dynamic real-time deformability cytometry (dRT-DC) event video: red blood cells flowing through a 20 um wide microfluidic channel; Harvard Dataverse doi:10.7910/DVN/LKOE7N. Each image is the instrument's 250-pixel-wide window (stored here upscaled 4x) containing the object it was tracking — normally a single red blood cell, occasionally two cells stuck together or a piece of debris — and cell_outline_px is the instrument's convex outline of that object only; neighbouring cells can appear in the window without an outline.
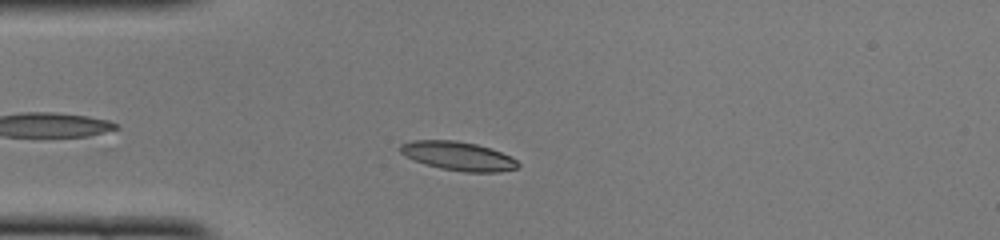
{"species": "common noctule bat (a hibernating species)", "species_latin": "Nyctalus noctula", "temperature_condition": "cold", "stored_images_in_passage": 44, "camera_frame_rate_fps": 3000, "um_per_image_px": 0.085, "animal": {"sex": "female", "body_mass_g": 22.0, "forearm_length_mm": 56.7}, "frame": {"image": 1, "passage_image": 8, "time_ms": 2.333, "image_size_px": [1000, 240], "cell_outline_px": [[520, 168], [500, 172], [464, 172], [440, 168], [424, 164], [404, 156], [400, 152], [400, 144], [412, 140], [456, 140], [476, 144], [492, 148], [512, 156], [520, 164]], "centroid_in_image_um": [38.98, 13.26], "position_along_channel_um": 46.0, "area_um2": 20.11}}
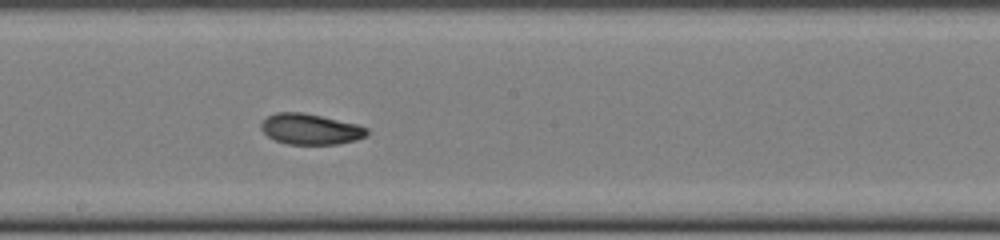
{"frame": {"image": 2, "passage_image": 22, "time_ms": 7.0, "image_size_px": [1000, 240], "cell_outline_px": [[368, 132], [364, 136], [356, 140], [336, 144], [288, 144], [276, 140], [268, 136], [260, 128], [260, 124], [268, 116], [276, 112], [304, 112], [356, 124], [368, 128]], "centroid_in_image_um": [26.37, 10.97], "position_along_channel_um": 221.8, "area_um2": 18.79}}
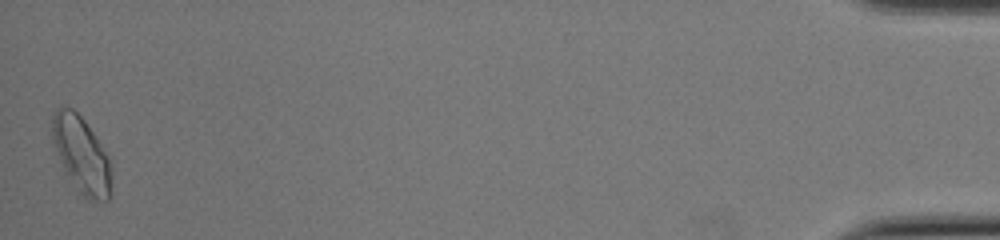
{"frame": {"image": 3, "passage_image": 44, "time_ms": 14.333, "image_size_px": [1000, 240], "cell_outline_px": [[112, 196], [108, 200], [88, 200], [80, 192], [64, 168], [60, 160], [52, 136], [52, 112], [60, 104], [64, 104], [72, 108], [84, 120], [96, 136], [108, 156], [112, 164]], "centroid_in_image_um": [6.96, 13.12], "position_along_channel_um": 428.2, "area_um2": 26.41}, "authors_computed_cell_mechanics": {"area_um2": 19.1607, "velocity_mm_per_s": 4.073, "shape_relaxation_time_tau1_ms": 4.666, "shape_relaxation_time_tau2_ms": 2.9842, "deformation_change_tau1": 0.1308, "deformation_change_tau2": 0.0716}}